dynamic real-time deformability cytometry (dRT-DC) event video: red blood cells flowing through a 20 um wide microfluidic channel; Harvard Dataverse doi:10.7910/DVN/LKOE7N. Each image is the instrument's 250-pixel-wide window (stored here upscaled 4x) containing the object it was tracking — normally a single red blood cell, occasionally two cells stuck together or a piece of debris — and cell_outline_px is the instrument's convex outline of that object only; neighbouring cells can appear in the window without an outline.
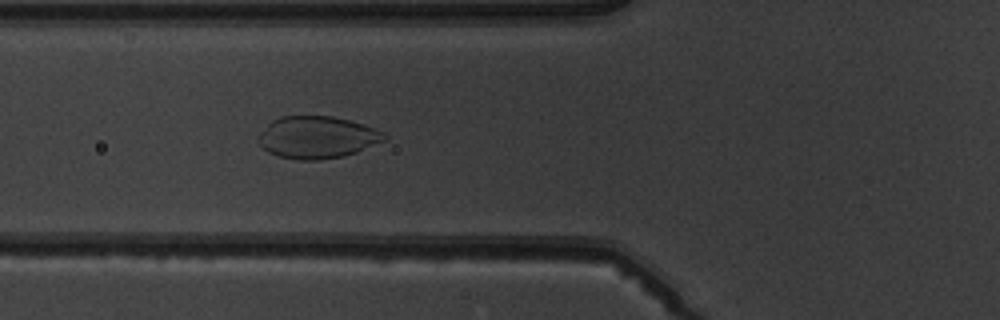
{"species": "common noctule bat (a hibernating species)", "species_latin": "Nyctalus noctula", "temperature_condition": "warm", "stored_images_in_passage": 6, "camera_frame_rate_fps": 3000, "um_per_image_px": 0.085, "animal": {"sex": "male", "body_mass_g": 19.5, "forearm_length_mm": 54.6}, "frame": {"image": 1, "passage_image": 6, "time_ms": 5.667, "image_size_px": [1000, 320], "cell_outline_px": [[388, 136], [384, 140], [356, 152], [344, 156], [320, 160], [300, 160], [280, 156], [268, 152], [256, 140], [256, 136], [272, 120], [280, 116], [332, 116], [348, 120], [384, 132]], "centroid_in_image_um": [26.91, 11.67], "position_along_channel_um": 98.9, "area_um2": 30.75}}